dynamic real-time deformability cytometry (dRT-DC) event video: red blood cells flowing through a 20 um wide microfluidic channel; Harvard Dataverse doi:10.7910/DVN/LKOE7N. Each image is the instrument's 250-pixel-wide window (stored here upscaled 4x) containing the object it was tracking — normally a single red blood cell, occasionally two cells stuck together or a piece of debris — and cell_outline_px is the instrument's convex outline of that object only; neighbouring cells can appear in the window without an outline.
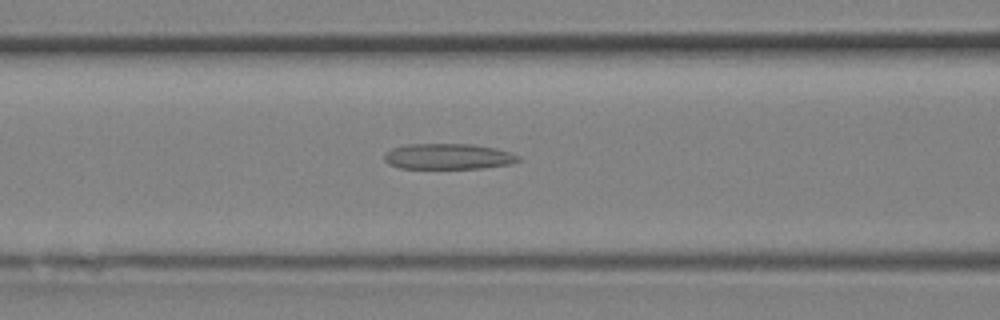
{"species": "Egyptian fruit bat (a non-hibernating species)", "species_latin": "Rousettus aegyptiacus", "temperature_condition": "room temperature", "stored_images_in_passage": 14, "camera_frame_rate_fps": 3000, "um_per_image_px": 0.085, "animal": {"sex": "female"}, "frame": {"image": 1, "passage_image": 5, "time_ms": 1.333, "image_size_px": [1000, 320], "cell_outline_px": [[520, 160], [508, 164], [480, 168], [400, 168], [388, 164], [384, 160], [384, 156], [392, 148], [408, 144], [472, 144], [496, 148], [520, 156]], "centroid_in_image_um": [38.08, 13.29], "position_along_channel_um": 128.5, "area_um2": 19.88}}
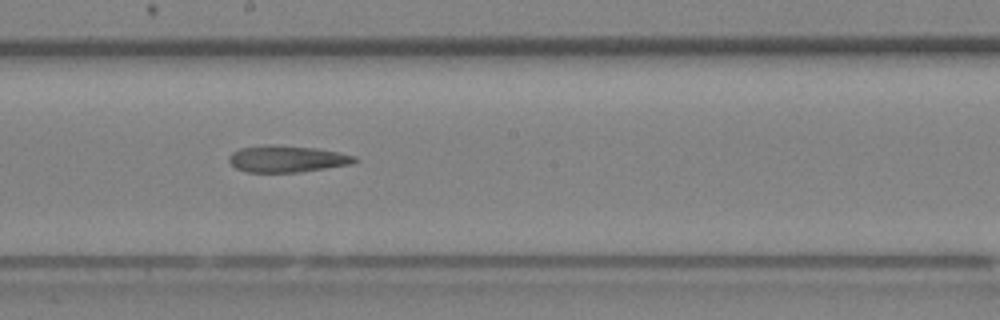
{"frame": {"image": 2, "passage_image": 9, "time_ms": 2.667, "image_size_px": [1000, 320], "cell_outline_px": [[356, 160], [352, 164], [300, 172], [248, 172], [236, 168], [228, 160], [228, 156], [232, 152], [240, 148], [264, 144], [268, 144], [316, 148], [340, 152], [356, 156]], "centroid_in_image_um": [24.38, 13.49], "position_along_channel_um": 223.8, "area_um2": 19.59}}
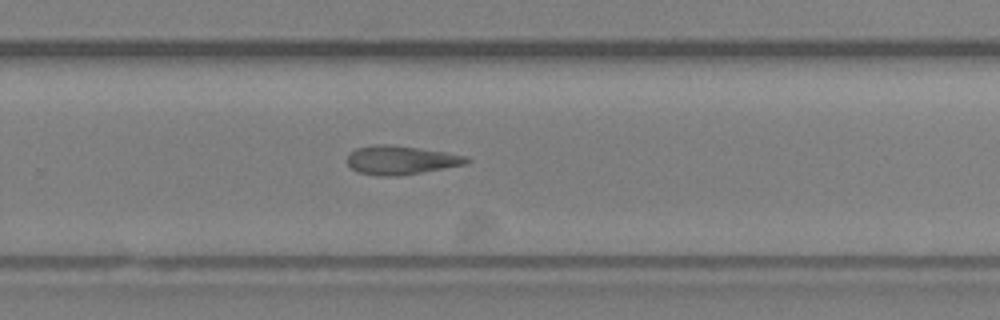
{"frame": {"image": 3, "passage_image": 12, "time_ms": 3.667, "image_size_px": [1000, 320], "cell_outline_px": [[472, 160], [464, 164], [400, 176], [380, 176], [360, 172], [352, 168], [348, 164], [348, 156], [356, 148], [376, 144], [392, 144], [420, 148], [444, 152], [464, 156]], "centroid_in_image_um": [34.06, 13.6], "position_along_channel_um": 295.7, "area_um2": 19.71}}